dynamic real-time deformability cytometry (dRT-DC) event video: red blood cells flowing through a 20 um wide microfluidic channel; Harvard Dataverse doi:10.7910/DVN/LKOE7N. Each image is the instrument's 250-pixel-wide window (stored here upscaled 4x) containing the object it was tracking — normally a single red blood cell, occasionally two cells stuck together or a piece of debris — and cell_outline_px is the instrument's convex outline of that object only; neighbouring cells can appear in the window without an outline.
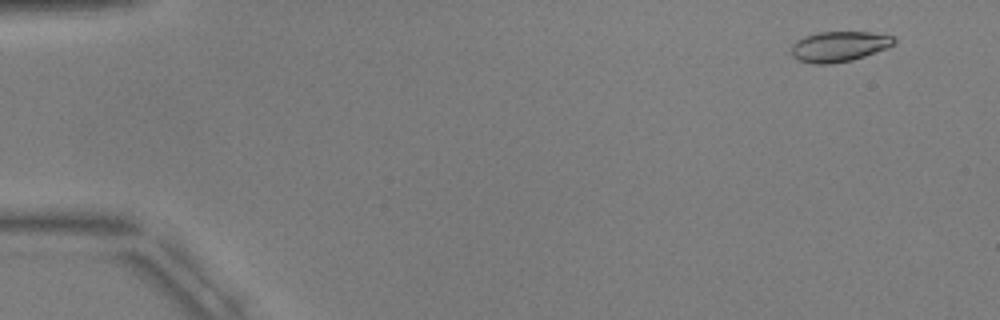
{"species": "common noctule bat (a hibernating species)", "species_latin": "Nyctalus noctula", "temperature_condition": "warm", "stored_images_in_passage": 4, "camera_frame_rate_fps": 3000, "um_per_image_px": 0.085, "animal": {"sex": "male", "body_mass_g": 17.9, "forearm_length_mm": 54.2}, "frame": {"image": 1, "passage_image": 2, "time_ms": 1.0, "image_size_px": [1000, 320], "cell_outline_px": [[896, 40], [888, 48], [852, 60], [828, 64], [816, 64], [800, 60], [792, 56], [792, 44], [796, 40], [804, 36], [820, 32], [872, 32], [892, 36]], "centroid_in_image_um": [71.32, 3.94], "position_along_channel_um": 13.7, "area_um2": 18.03}}
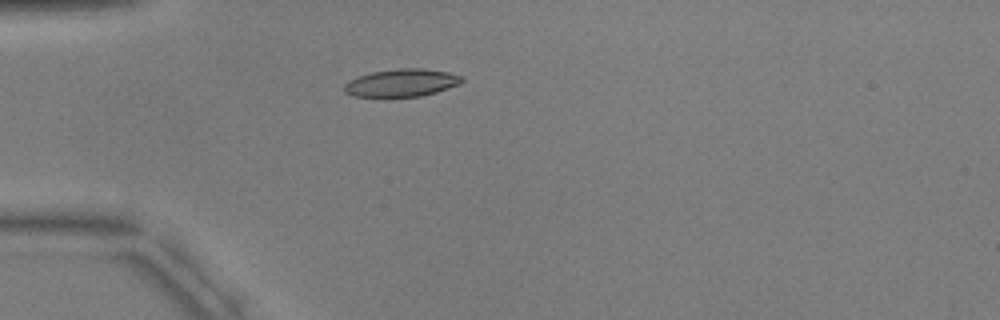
{"frame": {"image": 2, "passage_image": 4, "time_ms": 5.0, "image_size_px": [1000, 320], "cell_outline_px": [[464, 80], [460, 84], [436, 92], [420, 96], [352, 96], [344, 92], [344, 84], [348, 80], [372, 72], [400, 68], [424, 68], [448, 72], [464, 76]], "centroid_in_image_um": [34.16, 7.03], "position_along_channel_um": 50.8, "area_um2": 18.9}}